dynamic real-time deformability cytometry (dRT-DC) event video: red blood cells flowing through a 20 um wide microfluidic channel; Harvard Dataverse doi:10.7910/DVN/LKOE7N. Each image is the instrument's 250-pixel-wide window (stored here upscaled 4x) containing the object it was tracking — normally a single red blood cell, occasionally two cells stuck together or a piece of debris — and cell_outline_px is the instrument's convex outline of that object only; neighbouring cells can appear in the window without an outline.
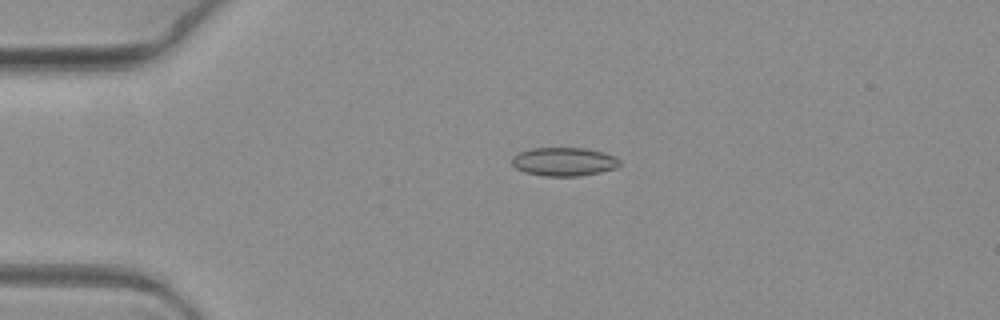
{"species": "common noctule bat (a hibernating species)", "species_latin": "Nyctalus noctula", "temperature_condition": "warm", "stored_images_in_passage": 6, "camera_frame_rate_fps": 3000, "um_per_image_px": 0.085, "animal": {"sex": "female", "body_mass_g": 19.3, "forearm_length_mm": 54.1}, "frame": {"image": 1, "passage_image": 5, "time_ms": 1.333, "image_size_px": [1000, 320], "cell_outline_px": [[620, 164], [616, 168], [600, 172], [580, 176], [544, 176], [524, 172], [516, 168], [512, 164], [512, 156], [520, 152], [532, 148], [584, 148], [604, 152], [616, 156], [620, 160]], "centroid_in_image_um": [47.95, 13.74], "position_along_channel_um": 37.0, "area_um2": 18.03}}